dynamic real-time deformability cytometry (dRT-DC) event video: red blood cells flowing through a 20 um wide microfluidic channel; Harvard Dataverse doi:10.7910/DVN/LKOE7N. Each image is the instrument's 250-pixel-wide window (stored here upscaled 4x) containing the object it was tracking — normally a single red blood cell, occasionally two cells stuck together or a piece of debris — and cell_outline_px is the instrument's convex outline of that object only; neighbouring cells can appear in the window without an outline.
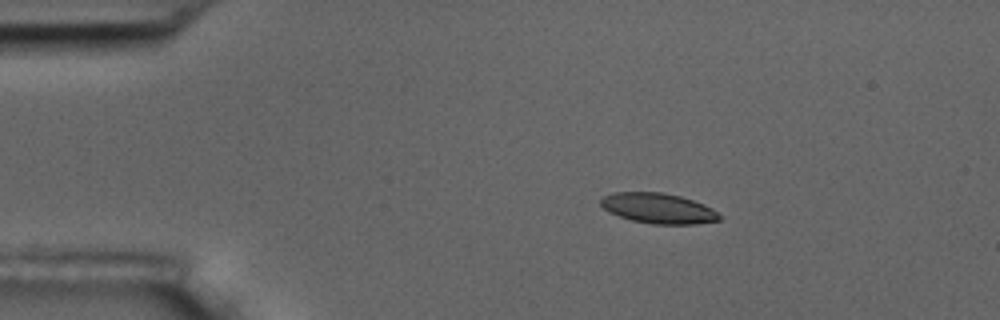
{"species": "common noctule bat (a hibernating species)", "species_latin": "Nyctalus noctula", "temperature_condition": "room temperature", "stored_images_in_passage": 3, "camera_frame_rate_fps": 3000, "um_per_image_px": 0.085, "animal": {"sex": "male", "body_mass_g": 17.5, "forearm_length_mm": 52.3}, "frame": {"image": 1, "passage_image": 1, "time_ms": 0.0, "image_size_px": [1000, 320], "cell_outline_px": [[724, 216], [720, 220], [696, 224], [652, 224], [632, 220], [620, 216], [604, 208], [600, 204], [600, 200], [604, 196], [616, 192], [660, 192], [680, 196], [704, 204], [712, 208]], "centroid_in_image_um": [56.01, 17.71], "position_along_channel_um": 29.0, "area_um2": 20.87}}